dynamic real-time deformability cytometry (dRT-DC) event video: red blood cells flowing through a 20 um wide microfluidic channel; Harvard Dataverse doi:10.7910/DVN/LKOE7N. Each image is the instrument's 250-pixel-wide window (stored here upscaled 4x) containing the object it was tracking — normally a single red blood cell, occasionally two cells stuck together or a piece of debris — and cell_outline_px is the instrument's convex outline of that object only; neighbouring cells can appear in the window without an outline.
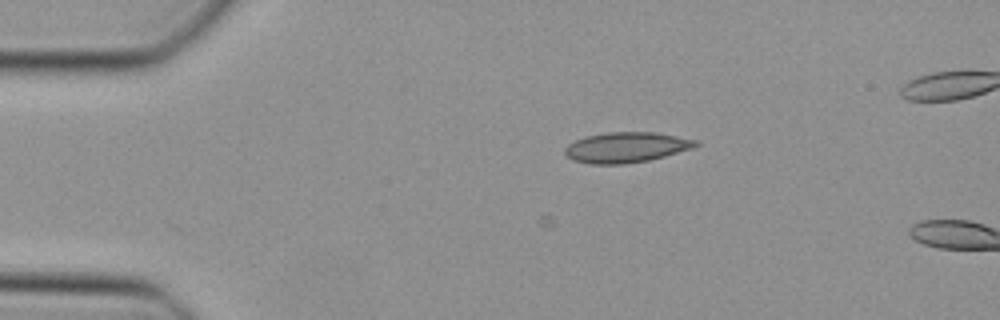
{"species": "Egyptian fruit bat (a non-hibernating species)", "species_latin": "Rousettus aegyptiacus", "temperature_condition": "cold", "stored_images_in_passage": 2, "camera_frame_rate_fps": 3000, "um_per_image_px": 0.085, "animal": {"sex": "female"}, "frame": {"image": 1, "passage_image": 2, "time_ms": 0.333, "image_size_px": [1000, 320], "cell_outline_px": [[700, 144], [692, 148], [664, 156], [648, 160], [624, 164], [588, 164], [572, 160], [564, 152], [564, 148], [568, 144], [584, 136], [608, 132], [652, 132], [700, 140]], "centroid_in_image_um": [53.21, 12.52], "position_along_channel_um": 31.8, "area_um2": 23.18}}